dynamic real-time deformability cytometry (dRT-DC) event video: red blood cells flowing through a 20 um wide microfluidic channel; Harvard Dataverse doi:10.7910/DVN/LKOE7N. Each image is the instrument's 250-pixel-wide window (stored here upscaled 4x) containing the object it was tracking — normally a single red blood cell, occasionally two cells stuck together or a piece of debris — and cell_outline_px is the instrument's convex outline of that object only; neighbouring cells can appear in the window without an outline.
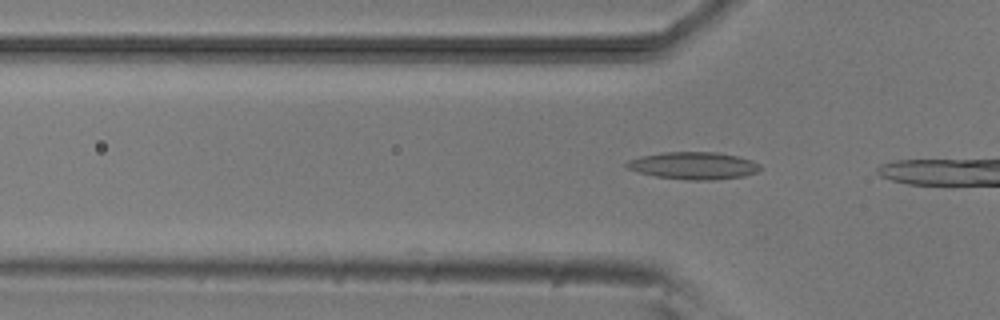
{"species": "common noctule bat (a hibernating species)", "species_latin": "Nyctalus noctula", "temperature_condition": "room temperature", "stored_images_in_passage": 2, "camera_frame_rate_fps": 3000, "um_per_image_px": 0.085, "animal": {"sex": "male", "body_mass_g": 20.5, "forearm_length_mm": 52.5}, "frame": {"image": 1, "passage_image": 2, "time_ms": 1.0, "image_size_px": [1000, 320], "cell_outline_px": [[764, 168], [756, 172], [744, 176], [708, 180], [688, 180], [656, 176], [640, 172], [628, 168], [624, 164], [628, 160], [640, 156], [660, 152], [716, 152], [736, 156], [752, 160], [760, 164]], "centroid_in_image_um": [58.96, 14.07], "position_along_channel_um": 66.8, "area_um2": 21.21}}